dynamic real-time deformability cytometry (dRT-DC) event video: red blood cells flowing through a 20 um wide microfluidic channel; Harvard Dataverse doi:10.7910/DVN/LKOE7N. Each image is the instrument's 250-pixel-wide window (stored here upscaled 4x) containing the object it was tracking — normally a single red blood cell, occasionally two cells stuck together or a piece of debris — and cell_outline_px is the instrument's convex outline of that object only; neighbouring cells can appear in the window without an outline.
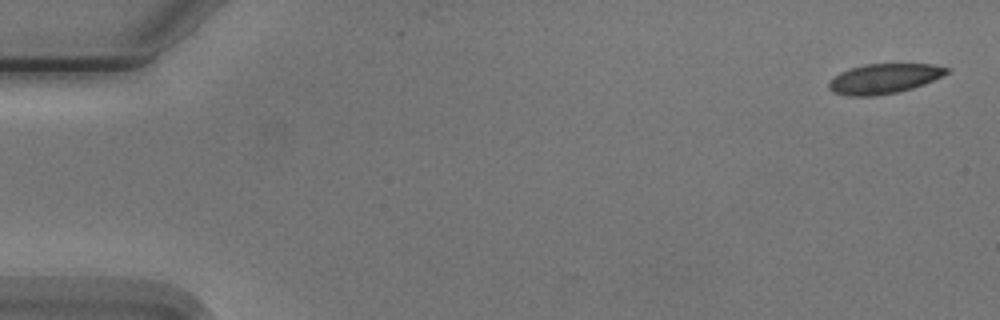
{"species": "Egyptian fruit bat (a non-hibernating species)", "species_latin": "Rousettus aegyptiacus", "temperature_condition": "cold", "stored_images_in_passage": 2, "camera_frame_rate_fps": 3000, "um_per_image_px": 0.085, "animal": {"sex": "male"}, "frame": {"image": 1, "passage_image": 1, "time_ms": 0.0, "image_size_px": [1000, 320], "cell_outline_px": [[952, 72], [924, 84], [912, 88], [896, 92], [876, 96], [848, 96], [832, 92], [828, 88], [828, 84], [840, 72], [864, 64], [932, 64], [952, 68]], "centroid_in_image_um": [75.19, 6.68], "position_along_channel_um": 9.8, "area_um2": 20.58}}